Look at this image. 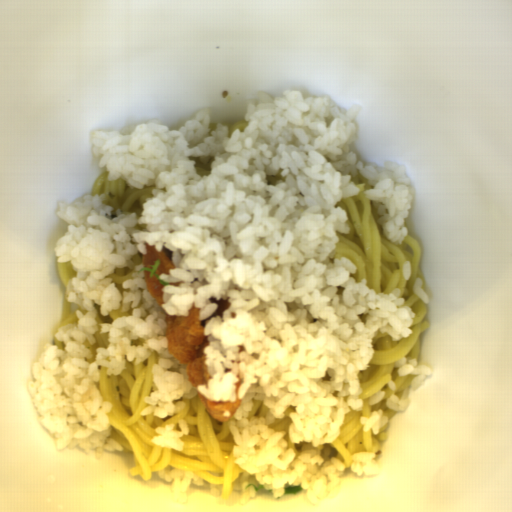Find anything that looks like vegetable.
I'll list each match as a JSON object with an SVG mask.
<instances>
[{
    "label": "vegetable",
    "instance_id": "obj_1",
    "mask_svg": "<svg viewBox=\"0 0 512 512\" xmlns=\"http://www.w3.org/2000/svg\"><path fill=\"white\" fill-rule=\"evenodd\" d=\"M303 488H301V484L300 485H286L285 489H284V494H297L298 492H300Z\"/></svg>",
    "mask_w": 512,
    "mask_h": 512
}]
</instances>
